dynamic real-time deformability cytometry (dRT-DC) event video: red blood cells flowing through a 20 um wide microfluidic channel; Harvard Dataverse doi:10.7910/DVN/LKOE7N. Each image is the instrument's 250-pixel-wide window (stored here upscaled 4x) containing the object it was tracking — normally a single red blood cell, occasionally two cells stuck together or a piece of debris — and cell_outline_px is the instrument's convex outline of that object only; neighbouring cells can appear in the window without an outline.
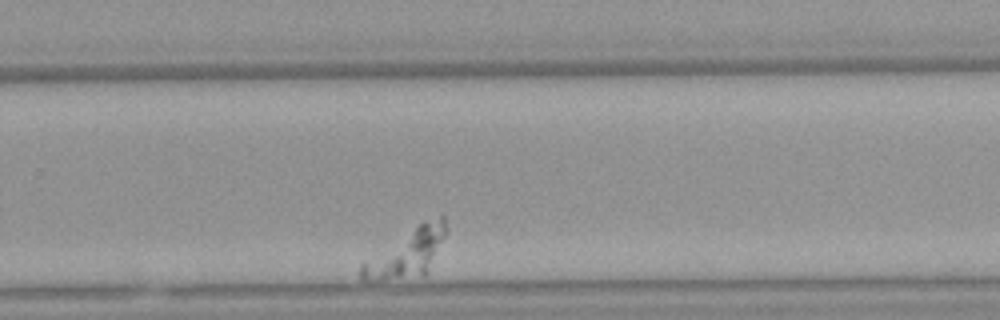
{"species": "Egyptian fruit bat (a non-hibernating species)", "species_latin": "Rousettus aegyptiacus", "temperature_condition": "warm", "stored_images_in_passage": 43, "camera_frame_rate_fps": 3000, "um_per_image_px": 0.085, "animal": {"sex": "female"}, "frame": {"image": 1, "passage_image": 36, "time_ms": 11.667, "image_size_px": [1000, 320], "cell_outline_px": [[448, 232], [428, 272], [424, 276], [380, 280], [360, 280], [360, 264], [420, 224], [440, 212], [444, 216], [448, 228]], "centroid_in_image_um": [34.68, 21.49], "position_along_channel_um": 295.1, "area_um2": 23.29}}